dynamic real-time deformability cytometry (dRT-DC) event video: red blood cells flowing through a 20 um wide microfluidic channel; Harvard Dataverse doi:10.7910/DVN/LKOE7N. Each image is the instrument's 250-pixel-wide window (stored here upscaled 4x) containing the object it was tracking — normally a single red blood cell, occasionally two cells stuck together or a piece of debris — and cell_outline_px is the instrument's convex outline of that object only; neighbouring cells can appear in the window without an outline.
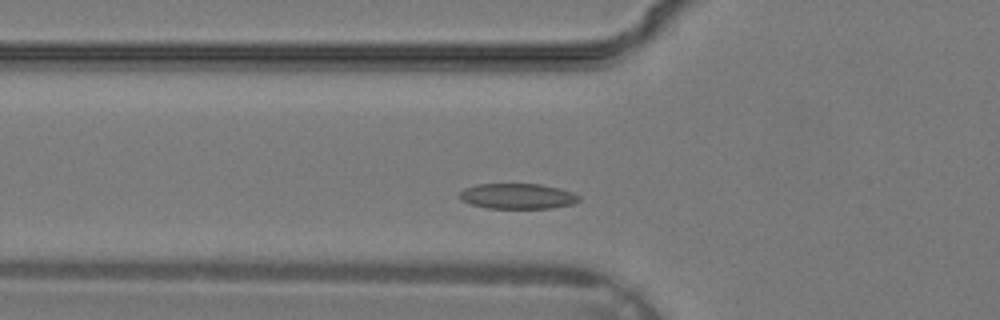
{"species": "common noctule bat (a hibernating species)", "species_latin": "Nyctalus noctula", "temperature_condition": "warm", "stored_images_in_passage": 29, "camera_frame_rate_fps": 3000, "um_per_image_px": 0.085, "animal": {"sex": "male", "body_mass_g": 19.2, "forearm_length_mm": 51.8}, "frame": {"image": 1, "passage_image": 6, "time_ms": 1.667, "image_size_px": [1000, 320], "cell_outline_px": [[580, 200], [572, 204], [552, 208], [488, 208], [472, 204], [464, 200], [460, 196], [460, 192], [464, 188], [476, 184], [540, 184], [560, 188], [572, 192], [580, 196]], "centroid_in_image_um": [44.03, 16.67], "position_along_channel_um": 81.8, "area_um2": 17.57}}
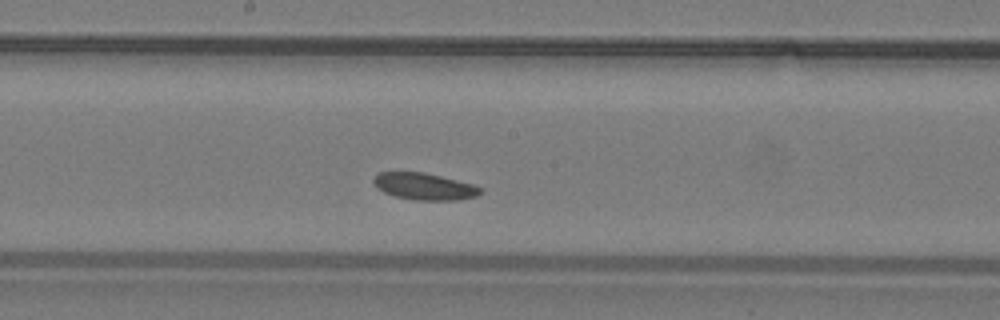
{"frame": {"image": 2, "passage_image": 13, "time_ms": 4.0, "image_size_px": [1000, 320], "cell_outline_px": [[484, 192], [476, 196], [460, 200], [416, 200], [396, 196], [384, 192], [376, 188], [372, 180], [380, 172], [424, 172], [472, 184], [484, 188]], "centroid_in_image_um": [36.1, 15.85], "position_along_channel_um": 212.1, "area_um2": 16.7}}
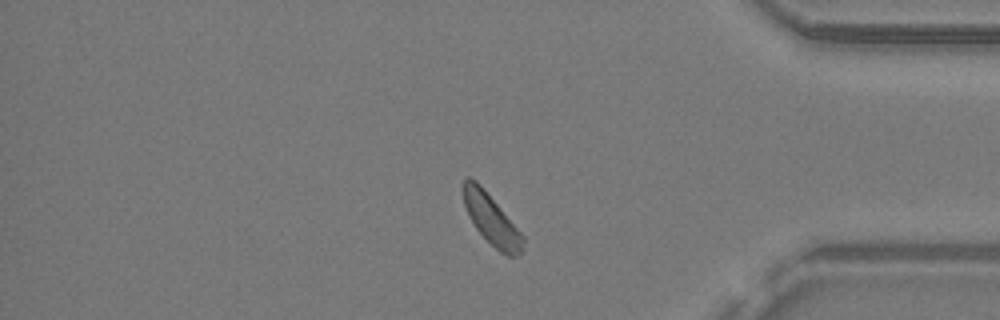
{"frame": {"image": 3, "passage_image": 24, "time_ms": 7.667, "image_size_px": [1000, 320], "cell_outline_px": [[524, 240], [520, 252], [516, 256], [508, 256], [500, 252], [476, 228], [464, 204], [460, 188], [460, 184], [464, 176], [468, 176], [476, 180], [480, 184], [524, 236]], "centroid_in_image_um": [41.71, 18.57], "position_along_channel_um": 393.5, "area_um2": 17.34}}